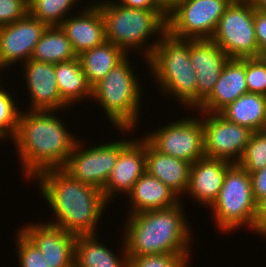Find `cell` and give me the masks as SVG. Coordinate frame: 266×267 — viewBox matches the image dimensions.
<instances>
[{"mask_svg": "<svg viewBox=\"0 0 266 267\" xmlns=\"http://www.w3.org/2000/svg\"><path fill=\"white\" fill-rule=\"evenodd\" d=\"M247 92L245 58H230L220 73L213 92L196 110L220 113Z\"/></svg>", "mask_w": 266, "mask_h": 267, "instance_id": "obj_20", "label": "cell"}, {"mask_svg": "<svg viewBox=\"0 0 266 267\" xmlns=\"http://www.w3.org/2000/svg\"><path fill=\"white\" fill-rule=\"evenodd\" d=\"M189 55L197 78L198 108L213 92L230 58L211 39H189Z\"/></svg>", "mask_w": 266, "mask_h": 267, "instance_id": "obj_14", "label": "cell"}, {"mask_svg": "<svg viewBox=\"0 0 266 267\" xmlns=\"http://www.w3.org/2000/svg\"><path fill=\"white\" fill-rule=\"evenodd\" d=\"M98 238L97 234L76 236L74 267H128L125 242H122L119 257Z\"/></svg>", "mask_w": 266, "mask_h": 267, "instance_id": "obj_23", "label": "cell"}, {"mask_svg": "<svg viewBox=\"0 0 266 267\" xmlns=\"http://www.w3.org/2000/svg\"><path fill=\"white\" fill-rule=\"evenodd\" d=\"M95 4L100 8L104 19L106 41L121 47L127 54L129 50H140L145 63H148L160 38L167 32L168 11L131 8L114 0H97ZM154 34L159 38L146 44Z\"/></svg>", "mask_w": 266, "mask_h": 267, "instance_id": "obj_4", "label": "cell"}, {"mask_svg": "<svg viewBox=\"0 0 266 267\" xmlns=\"http://www.w3.org/2000/svg\"><path fill=\"white\" fill-rule=\"evenodd\" d=\"M127 53L111 42L105 41L78 56L88 84L93 87L126 57Z\"/></svg>", "mask_w": 266, "mask_h": 267, "instance_id": "obj_25", "label": "cell"}, {"mask_svg": "<svg viewBox=\"0 0 266 267\" xmlns=\"http://www.w3.org/2000/svg\"><path fill=\"white\" fill-rule=\"evenodd\" d=\"M257 58L263 63L266 67V48L259 50Z\"/></svg>", "mask_w": 266, "mask_h": 267, "instance_id": "obj_41", "label": "cell"}, {"mask_svg": "<svg viewBox=\"0 0 266 267\" xmlns=\"http://www.w3.org/2000/svg\"><path fill=\"white\" fill-rule=\"evenodd\" d=\"M254 25L259 50L266 48V12L254 8Z\"/></svg>", "mask_w": 266, "mask_h": 267, "instance_id": "obj_36", "label": "cell"}, {"mask_svg": "<svg viewBox=\"0 0 266 267\" xmlns=\"http://www.w3.org/2000/svg\"><path fill=\"white\" fill-rule=\"evenodd\" d=\"M237 164L250 174L266 166V130L252 133Z\"/></svg>", "mask_w": 266, "mask_h": 267, "instance_id": "obj_29", "label": "cell"}, {"mask_svg": "<svg viewBox=\"0 0 266 267\" xmlns=\"http://www.w3.org/2000/svg\"><path fill=\"white\" fill-rule=\"evenodd\" d=\"M24 77L30 95V110L58 111L68 107L60 97L55 64L29 59L23 63Z\"/></svg>", "mask_w": 266, "mask_h": 267, "instance_id": "obj_17", "label": "cell"}, {"mask_svg": "<svg viewBox=\"0 0 266 267\" xmlns=\"http://www.w3.org/2000/svg\"><path fill=\"white\" fill-rule=\"evenodd\" d=\"M55 77L61 100L67 105H75L81 99L92 97V87L88 84L78 58L55 64Z\"/></svg>", "mask_w": 266, "mask_h": 267, "instance_id": "obj_26", "label": "cell"}, {"mask_svg": "<svg viewBox=\"0 0 266 267\" xmlns=\"http://www.w3.org/2000/svg\"><path fill=\"white\" fill-rule=\"evenodd\" d=\"M233 164L216 158L202 157L190 167L187 196L205 208L210 207L222 188L226 171Z\"/></svg>", "mask_w": 266, "mask_h": 267, "instance_id": "obj_19", "label": "cell"}, {"mask_svg": "<svg viewBox=\"0 0 266 267\" xmlns=\"http://www.w3.org/2000/svg\"><path fill=\"white\" fill-rule=\"evenodd\" d=\"M252 231L266 237V196L256 201Z\"/></svg>", "mask_w": 266, "mask_h": 267, "instance_id": "obj_35", "label": "cell"}, {"mask_svg": "<svg viewBox=\"0 0 266 267\" xmlns=\"http://www.w3.org/2000/svg\"><path fill=\"white\" fill-rule=\"evenodd\" d=\"M77 12L76 16L67 17L59 26L70 40L77 56L99 46L106 41L105 23L100 8L89 5ZM82 10V12H81Z\"/></svg>", "mask_w": 266, "mask_h": 267, "instance_id": "obj_18", "label": "cell"}, {"mask_svg": "<svg viewBox=\"0 0 266 267\" xmlns=\"http://www.w3.org/2000/svg\"><path fill=\"white\" fill-rule=\"evenodd\" d=\"M191 164L160 153L146 141V172L163 182L180 198L189 186Z\"/></svg>", "mask_w": 266, "mask_h": 267, "instance_id": "obj_22", "label": "cell"}, {"mask_svg": "<svg viewBox=\"0 0 266 267\" xmlns=\"http://www.w3.org/2000/svg\"><path fill=\"white\" fill-rule=\"evenodd\" d=\"M47 25L29 13L12 24L0 27V67L5 71L16 62L31 59ZM13 63V64H12Z\"/></svg>", "mask_w": 266, "mask_h": 267, "instance_id": "obj_13", "label": "cell"}, {"mask_svg": "<svg viewBox=\"0 0 266 267\" xmlns=\"http://www.w3.org/2000/svg\"><path fill=\"white\" fill-rule=\"evenodd\" d=\"M245 77L249 93L266 96V67L257 57L245 58Z\"/></svg>", "mask_w": 266, "mask_h": 267, "instance_id": "obj_33", "label": "cell"}, {"mask_svg": "<svg viewBox=\"0 0 266 267\" xmlns=\"http://www.w3.org/2000/svg\"><path fill=\"white\" fill-rule=\"evenodd\" d=\"M232 0H183L167 16V32L179 39H210Z\"/></svg>", "mask_w": 266, "mask_h": 267, "instance_id": "obj_9", "label": "cell"}, {"mask_svg": "<svg viewBox=\"0 0 266 267\" xmlns=\"http://www.w3.org/2000/svg\"><path fill=\"white\" fill-rule=\"evenodd\" d=\"M33 180L56 218L48 224L75 236L98 234L97 223L108 205L101 190L77 181L62 168L42 171Z\"/></svg>", "mask_w": 266, "mask_h": 267, "instance_id": "obj_1", "label": "cell"}, {"mask_svg": "<svg viewBox=\"0 0 266 267\" xmlns=\"http://www.w3.org/2000/svg\"><path fill=\"white\" fill-rule=\"evenodd\" d=\"M130 141L117 139L84 149L79 139L62 169L77 181L103 191L119 153Z\"/></svg>", "mask_w": 266, "mask_h": 267, "instance_id": "obj_10", "label": "cell"}, {"mask_svg": "<svg viewBox=\"0 0 266 267\" xmlns=\"http://www.w3.org/2000/svg\"><path fill=\"white\" fill-rule=\"evenodd\" d=\"M55 112H20L12 143L16 145L22 173L28 180L42 171L63 168L79 139L66 129Z\"/></svg>", "mask_w": 266, "mask_h": 267, "instance_id": "obj_2", "label": "cell"}, {"mask_svg": "<svg viewBox=\"0 0 266 267\" xmlns=\"http://www.w3.org/2000/svg\"><path fill=\"white\" fill-rule=\"evenodd\" d=\"M162 6L167 10H171L177 3L183 0H159Z\"/></svg>", "mask_w": 266, "mask_h": 267, "instance_id": "obj_40", "label": "cell"}, {"mask_svg": "<svg viewBox=\"0 0 266 267\" xmlns=\"http://www.w3.org/2000/svg\"><path fill=\"white\" fill-rule=\"evenodd\" d=\"M28 13V0H0V27L20 20Z\"/></svg>", "mask_w": 266, "mask_h": 267, "instance_id": "obj_34", "label": "cell"}, {"mask_svg": "<svg viewBox=\"0 0 266 267\" xmlns=\"http://www.w3.org/2000/svg\"><path fill=\"white\" fill-rule=\"evenodd\" d=\"M78 58L60 26H47L36 44L31 59L58 64Z\"/></svg>", "mask_w": 266, "mask_h": 267, "instance_id": "obj_27", "label": "cell"}, {"mask_svg": "<svg viewBox=\"0 0 266 267\" xmlns=\"http://www.w3.org/2000/svg\"><path fill=\"white\" fill-rule=\"evenodd\" d=\"M220 114L228 121L252 132L266 130V96L247 92L224 108Z\"/></svg>", "mask_w": 266, "mask_h": 267, "instance_id": "obj_24", "label": "cell"}, {"mask_svg": "<svg viewBox=\"0 0 266 267\" xmlns=\"http://www.w3.org/2000/svg\"><path fill=\"white\" fill-rule=\"evenodd\" d=\"M252 6L260 11L266 12V0H249Z\"/></svg>", "mask_w": 266, "mask_h": 267, "instance_id": "obj_39", "label": "cell"}, {"mask_svg": "<svg viewBox=\"0 0 266 267\" xmlns=\"http://www.w3.org/2000/svg\"><path fill=\"white\" fill-rule=\"evenodd\" d=\"M11 93L0 86V141L14 138L20 110ZM16 104V105H15ZM8 136V137H7Z\"/></svg>", "mask_w": 266, "mask_h": 267, "instance_id": "obj_30", "label": "cell"}, {"mask_svg": "<svg viewBox=\"0 0 266 267\" xmlns=\"http://www.w3.org/2000/svg\"><path fill=\"white\" fill-rule=\"evenodd\" d=\"M128 196L132 206L128 215L168 209L182 202L174 191L147 172L134 183Z\"/></svg>", "mask_w": 266, "mask_h": 267, "instance_id": "obj_21", "label": "cell"}, {"mask_svg": "<svg viewBox=\"0 0 266 267\" xmlns=\"http://www.w3.org/2000/svg\"><path fill=\"white\" fill-rule=\"evenodd\" d=\"M214 215L216 227L224 233L239 227L252 230L256 201L253 197L250 173L233 164L224 177L222 188L209 207Z\"/></svg>", "mask_w": 266, "mask_h": 267, "instance_id": "obj_7", "label": "cell"}, {"mask_svg": "<svg viewBox=\"0 0 266 267\" xmlns=\"http://www.w3.org/2000/svg\"><path fill=\"white\" fill-rule=\"evenodd\" d=\"M146 172V140L131 139L121 150L112 173L102 191L106 201L111 203L117 194L128 195L134 183Z\"/></svg>", "mask_w": 266, "mask_h": 267, "instance_id": "obj_16", "label": "cell"}, {"mask_svg": "<svg viewBox=\"0 0 266 267\" xmlns=\"http://www.w3.org/2000/svg\"><path fill=\"white\" fill-rule=\"evenodd\" d=\"M189 254H148L129 257L128 267H187Z\"/></svg>", "mask_w": 266, "mask_h": 267, "instance_id": "obj_31", "label": "cell"}, {"mask_svg": "<svg viewBox=\"0 0 266 267\" xmlns=\"http://www.w3.org/2000/svg\"><path fill=\"white\" fill-rule=\"evenodd\" d=\"M147 65L161 93L173 95L184 108H195L196 111L197 78L190 61L189 39H179L166 32L148 58Z\"/></svg>", "mask_w": 266, "mask_h": 267, "instance_id": "obj_5", "label": "cell"}, {"mask_svg": "<svg viewBox=\"0 0 266 267\" xmlns=\"http://www.w3.org/2000/svg\"><path fill=\"white\" fill-rule=\"evenodd\" d=\"M197 118L174 120L143 138L160 153L193 164L205 156L202 118Z\"/></svg>", "mask_w": 266, "mask_h": 267, "instance_id": "obj_11", "label": "cell"}, {"mask_svg": "<svg viewBox=\"0 0 266 267\" xmlns=\"http://www.w3.org/2000/svg\"><path fill=\"white\" fill-rule=\"evenodd\" d=\"M198 113H202L205 156L237 164L253 132L228 121L220 113Z\"/></svg>", "mask_w": 266, "mask_h": 267, "instance_id": "obj_12", "label": "cell"}, {"mask_svg": "<svg viewBox=\"0 0 266 267\" xmlns=\"http://www.w3.org/2000/svg\"><path fill=\"white\" fill-rule=\"evenodd\" d=\"M80 0H28L29 14L47 26H59Z\"/></svg>", "mask_w": 266, "mask_h": 267, "instance_id": "obj_28", "label": "cell"}, {"mask_svg": "<svg viewBox=\"0 0 266 267\" xmlns=\"http://www.w3.org/2000/svg\"><path fill=\"white\" fill-rule=\"evenodd\" d=\"M118 1V2H117ZM115 0L116 3L136 9H165L159 0Z\"/></svg>", "mask_w": 266, "mask_h": 267, "instance_id": "obj_38", "label": "cell"}, {"mask_svg": "<svg viewBox=\"0 0 266 267\" xmlns=\"http://www.w3.org/2000/svg\"><path fill=\"white\" fill-rule=\"evenodd\" d=\"M127 56L92 87L91 100L99 103L108 120L123 133L134 130L140 112L142 88ZM130 64V65H129Z\"/></svg>", "mask_w": 266, "mask_h": 267, "instance_id": "obj_6", "label": "cell"}, {"mask_svg": "<svg viewBox=\"0 0 266 267\" xmlns=\"http://www.w3.org/2000/svg\"><path fill=\"white\" fill-rule=\"evenodd\" d=\"M254 200L266 196V166L250 174Z\"/></svg>", "mask_w": 266, "mask_h": 267, "instance_id": "obj_37", "label": "cell"}, {"mask_svg": "<svg viewBox=\"0 0 266 267\" xmlns=\"http://www.w3.org/2000/svg\"><path fill=\"white\" fill-rule=\"evenodd\" d=\"M31 223L20 230L41 251L50 267H74L76 236L46 222Z\"/></svg>", "mask_w": 266, "mask_h": 267, "instance_id": "obj_15", "label": "cell"}, {"mask_svg": "<svg viewBox=\"0 0 266 267\" xmlns=\"http://www.w3.org/2000/svg\"><path fill=\"white\" fill-rule=\"evenodd\" d=\"M17 232L15 248L19 267H50L36 245L20 229Z\"/></svg>", "mask_w": 266, "mask_h": 267, "instance_id": "obj_32", "label": "cell"}, {"mask_svg": "<svg viewBox=\"0 0 266 267\" xmlns=\"http://www.w3.org/2000/svg\"><path fill=\"white\" fill-rule=\"evenodd\" d=\"M229 58L257 57L259 53L254 7L249 0H232L210 38Z\"/></svg>", "mask_w": 266, "mask_h": 267, "instance_id": "obj_8", "label": "cell"}, {"mask_svg": "<svg viewBox=\"0 0 266 267\" xmlns=\"http://www.w3.org/2000/svg\"><path fill=\"white\" fill-rule=\"evenodd\" d=\"M180 202L168 209L126 216L124 242L128 257L148 254H190L193 240Z\"/></svg>", "mask_w": 266, "mask_h": 267, "instance_id": "obj_3", "label": "cell"}]
</instances>
